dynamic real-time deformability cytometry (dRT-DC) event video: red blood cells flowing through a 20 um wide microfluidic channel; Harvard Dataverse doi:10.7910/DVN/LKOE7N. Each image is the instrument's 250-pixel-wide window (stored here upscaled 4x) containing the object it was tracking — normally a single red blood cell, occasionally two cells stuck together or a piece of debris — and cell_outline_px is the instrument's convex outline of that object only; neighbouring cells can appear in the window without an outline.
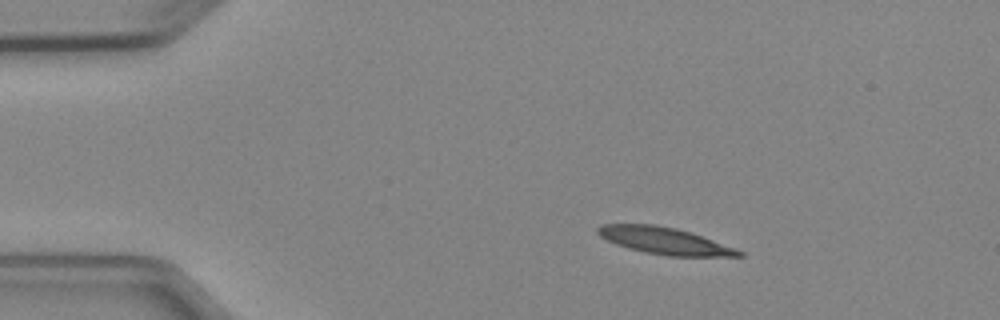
{"species": "Egyptian fruit bat (a non-hibernating species)", "species_latin": "Rousettus aegyptiacus", "temperature_condition": "cold", "stored_images_in_passage": 3, "camera_frame_rate_fps": 3000, "um_per_image_px": 0.085, "animal": {"sex": "female"}, "frame": {"image": 1, "passage_image": 2, "time_ms": 1.333, "image_size_px": [1000, 320], "cell_outline_px": [[744, 256], [668, 256], [644, 252], [628, 248], [616, 244], [600, 236], [596, 232], [596, 228], [600, 224], [656, 224], [676, 228], [692, 232], [736, 248], [744, 252]], "centroid_in_image_um": [56.49, 20.46], "position_along_channel_um": 28.5, "area_um2": 22.2}}